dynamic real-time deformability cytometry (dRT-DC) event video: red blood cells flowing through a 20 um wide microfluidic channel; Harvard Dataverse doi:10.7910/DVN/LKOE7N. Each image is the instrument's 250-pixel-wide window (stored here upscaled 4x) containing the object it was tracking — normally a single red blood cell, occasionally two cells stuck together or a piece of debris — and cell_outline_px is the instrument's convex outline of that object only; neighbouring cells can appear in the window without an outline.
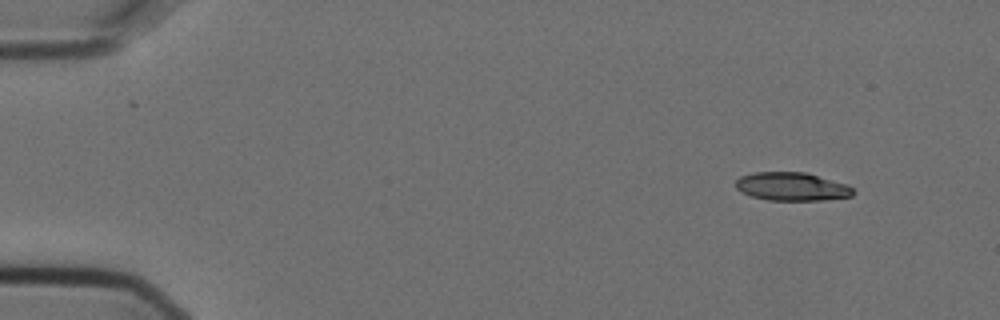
{"species": "Egyptian fruit bat (a non-hibernating species)", "species_latin": "Rousettus aegyptiacus", "temperature_condition": "cold", "stored_images_in_passage": 5, "segment_of_instrument_passage": [1, 2], "camera_frame_rate_fps": 3000, "um_per_image_px": 0.085, "animal": {"sex": "female"}, "frame": {"image": 1, "passage_image": 1, "time_ms": 0.0, "image_size_px": [1000, 320], "cell_outline_px": [[856, 192], [852, 196], [824, 200], [768, 200], [752, 196], [740, 192], [736, 188], [736, 180], [740, 176], [752, 172], [804, 172], [848, 184]], "centroid_in_image_um": [67.31, 15.86], "position_along_channel_um": 17.7, "area_um2": 19.48}}